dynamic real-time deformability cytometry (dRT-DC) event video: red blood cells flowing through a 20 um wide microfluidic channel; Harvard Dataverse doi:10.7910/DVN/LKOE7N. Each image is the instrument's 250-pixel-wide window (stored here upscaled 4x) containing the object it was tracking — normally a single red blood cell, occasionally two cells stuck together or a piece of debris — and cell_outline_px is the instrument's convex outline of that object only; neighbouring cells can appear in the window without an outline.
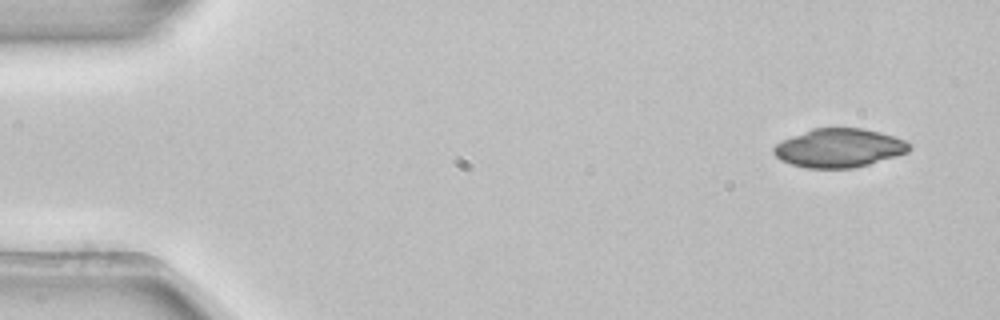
{"species": "common noctule bat (a hibernating species)", "species_latin": "Nyctalus noctula", "temperature_condition": "room temperature", "stored_images_in_passage": 4, "camera_frame_rate_fps": 3000, "um_per_image_px": 0.085, "animal": {"sex": "female", "body_mass_g": 22.7, "forearm_length_mm": 54.2}, "frame": {"image": 1, "passage_image": 1, "time_ms": 0.0, "image_size_px": [1000, 320], "cell_outline_px": [[912, 148], [908, 152], [896, 156], [868, 164], [852, 168], [808, 168], [792, 164], [780, 160], [772, 152], [772, 148], [776, 144], [792, 136], [812, 128], [864, 128], [880, 132], [904, 140], [912, 144]], "centroid_in_image_um": [71.33, 12.57], "position_along_channel_um": 13.7, "area_um2": 30.52}}